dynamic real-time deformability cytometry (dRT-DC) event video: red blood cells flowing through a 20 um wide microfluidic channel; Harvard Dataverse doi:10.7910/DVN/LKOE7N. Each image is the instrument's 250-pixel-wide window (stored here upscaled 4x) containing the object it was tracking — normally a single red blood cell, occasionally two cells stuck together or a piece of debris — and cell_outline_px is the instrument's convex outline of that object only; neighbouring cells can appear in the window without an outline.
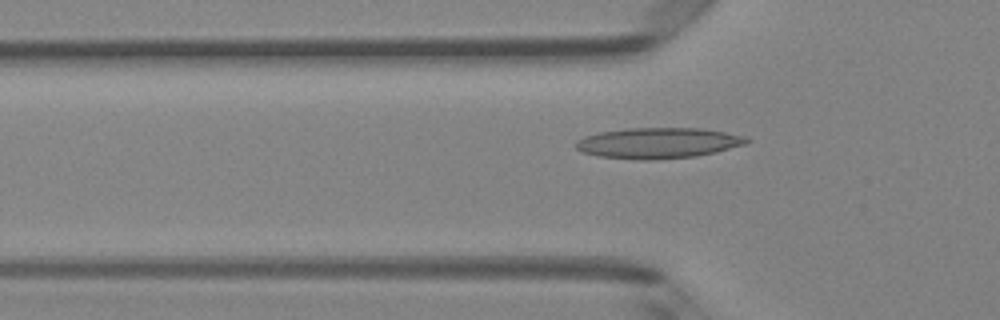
{"species": "Egyptian fruit bat (a non-hibernating species)", "species_latin": "Rousettus aegyptiacus", "temperature_condition": "room temperature", "stored_images_in_passage": 4, "camera_frame_rate_fps": 3000, "um_per_image_px": 0.085, "animal": {"sex": "female"}, "frame": {"image": 1, "passage_image": 4, "time_ms": 1.0, "image_size_px": [1000, 320], "cell_outline_px": [[752, 140], [748, 144], [716, 152], [696, 156], [652, 160], [644, 160], [600, 156], [580, 152], [576, 148], [576, 140], [584, 136], [600, 132], [624, 128], [700, 128], [748, 136]], "centroid_in_image_um": [55.98, 12.15], "position_along_channel_um": 69.8, "area_um2": 30.81}}